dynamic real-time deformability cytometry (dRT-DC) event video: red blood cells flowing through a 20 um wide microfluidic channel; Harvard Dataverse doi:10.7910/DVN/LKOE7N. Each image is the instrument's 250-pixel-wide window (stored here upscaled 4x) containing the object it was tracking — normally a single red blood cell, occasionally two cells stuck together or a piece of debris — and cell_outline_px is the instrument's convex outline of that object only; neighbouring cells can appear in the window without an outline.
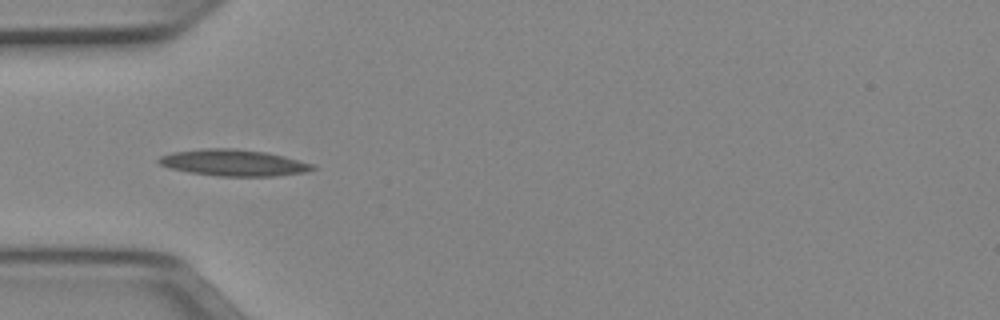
{"species": "Egyptian fruit bat (a non-hibernating species)", "species_latin": "Rousettus aegyptiacus", "temperature_condition": "cold", "stored_images_in_passage": 36, "camera_frame_rate_fps": 3000, "um_per_image_px": 0.085, "animal": {"sex": "female"}, "frame": {"image": 1, "passage_image": 1, "time_ms": 0.0, "image_size_px": [1000, 320], "cell_outline_px": [[316, 168], [304, 172], [276, 176], [216, 176], [188, 172], [168, 168], [160, 164], [156, 160], [160, 156], [172, 152], [200, 148], [236, 148], [268, 152], [316, 164]], "centroid_in_image_um": [19.84, 13.82], "position_along_channel_um": 65.2, "area_um2": 24.04}}
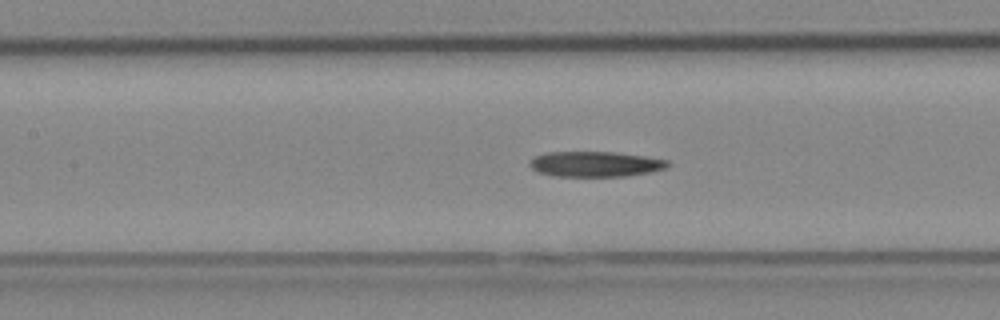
{"frame": {"image": 2, "passage_image": 8, "time_ms": 2.333, "image_size_px": [1000, 320], "cell_outline_px": [[672, 164], [668, 168], [652, 172], [624, 176], [552, 176], [536, 172], [528, 164], [528, 160], [532, 156], [544, 152], [616, 152], [644, 156], [668, 160]], "centroid_in_image_um": [50.57, 13.94], "position_along_channel_um": 156.8, "area_um2": 20.81}}
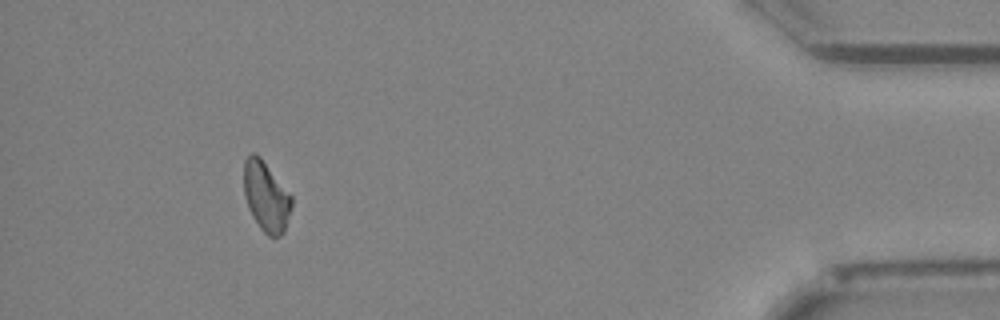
{"frame": {"image": 3, "passage_image": 32, "time_ms": 10.333, "image_size_px": [1000, 320], "cell_outline_px": [[292, 208], [284, 232], [280, 236], [268, 236], [260, 228], [252, 216], [248, 208], [244, 196], [244, 160], [252, 152], [256, 152], [260, 156], [292, 196]], "centroid_in_image_um": [22.61, 16.7], "position_along_channel_um": 412.6, "area_um2": 19.59}}